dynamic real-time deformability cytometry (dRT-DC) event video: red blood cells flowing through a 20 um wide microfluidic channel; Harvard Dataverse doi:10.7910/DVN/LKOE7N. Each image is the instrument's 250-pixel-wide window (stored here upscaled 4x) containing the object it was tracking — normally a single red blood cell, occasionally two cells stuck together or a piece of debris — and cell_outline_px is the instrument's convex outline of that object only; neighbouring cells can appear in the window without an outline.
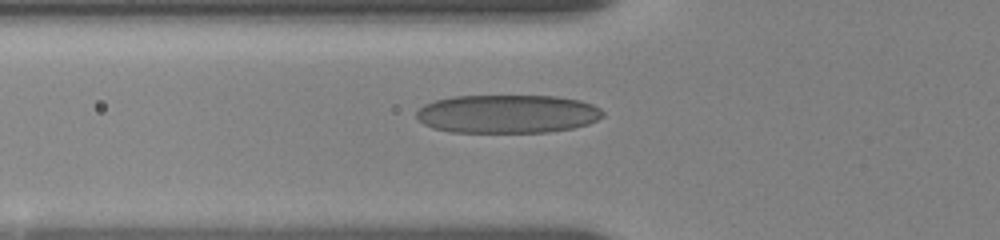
{"species": "human", "species_latin": "Homo sapiens", "temperature_condition": "room temperature", "stored_images_in_passage": 44, "camera_frame_rate_fps": 3000, "um_per_image_px": 0.085, "donor": {"sex": "female"}, "frame": {"image": 1, "passage_image": 15, "time_ms": 6.333, "image_size_px": [1000, 240], "cell_outline_px": [[604, 116], [588, 124], [572, 128], [548, 132], [452, 132], [432, 128], [424, 124], [416, 116], [416, 112], [424, 104], [436, 100], [452, 96], [556, 96], [580, 100], [592, 104], [600, 108], [604, 112]], "centroid_in_image_um": [43.14, 9.68], "position_along_channel_um": 82.7, "area_um2": 41.85}}
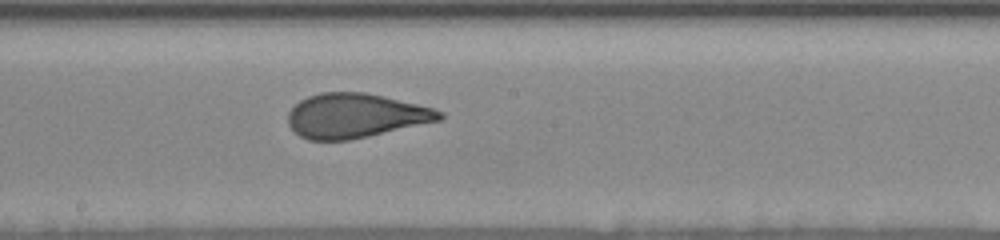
{"frame": {"image": 2, "passage_image": 25, "time_ms": 10.0, "image_size_px": [1000, 240], "cell_outline_px": [[444, 116], [440, 120], [368, 136], [348, 140], [308, 140], [300, 136], [288, 124], [288, 112], [300, 100], [308, 96], [320, 92], [364, 92], [384, 96], [432, 108], [444, 112]], "centroid_in_image_um": [30.19, 9.83], "position_along_channel_um": 218.0, "area_um2": 38.9}}
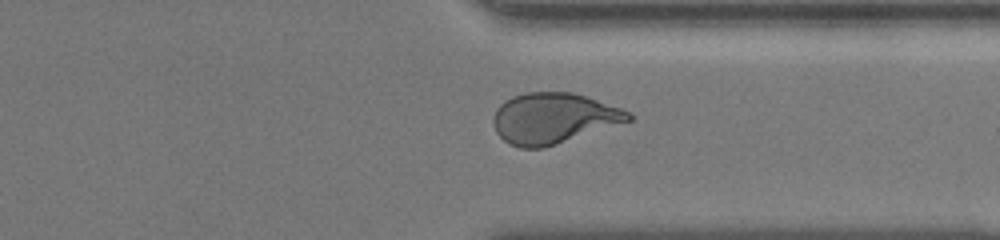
{"frame": {"image": 3, "passage_image": 36, "time_ms": 14.0, "image_size_px": [1000, 240], "cell_outline_px": [[636, 116], [632, 120], [544, 148], [520, 148], [508, 144], [496, 132], [492, 120], [496, 108], [504, 100], [512, 96], [528, 92], [572, 92], [620, 108]], "centroid_in_image_um": [47.01, 10.06], "position_along_channel_um": 364.4, "area_um2": 39.82}}